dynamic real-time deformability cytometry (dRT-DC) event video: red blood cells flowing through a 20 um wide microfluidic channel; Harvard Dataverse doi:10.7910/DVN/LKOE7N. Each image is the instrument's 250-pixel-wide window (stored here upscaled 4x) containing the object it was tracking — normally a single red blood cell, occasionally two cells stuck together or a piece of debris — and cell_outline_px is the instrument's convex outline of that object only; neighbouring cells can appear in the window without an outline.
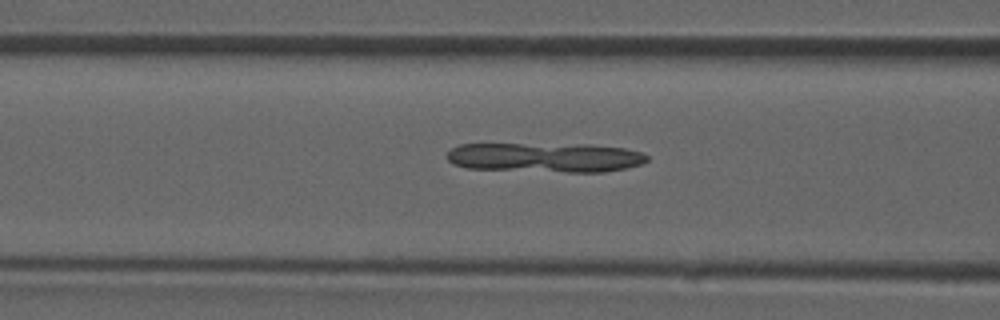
{"species": "common noctule bat (a hibernating species)", "species_latin": "Nyctalus noctula", "temperature_condition": "room temperature", "stored_images_in_passage": 25, "camera_frame_rate_fps": 3000, "um_per_image_px": 0.085, "animal": {"sex": "male", "forearm_length_mm": 52.5}, "frame": {"image": 1, "passage_image": 5, "time_ms": 1.333, "image_size_px": [1000, 320], "cell_outline_px": [[648, 160], [640, 164], [624, 168], [604, 172], [568, 172], [468, 168], [452, 164], [448, 160], [448, 152], [452, 148], [460, 144], [592, 144], [624, 148], [640, 152], [648, 156]], "centroid_in_image_um": [46.35, 13.37], "position_along_channel_um": 120.3, "area_um2": 34.45}}